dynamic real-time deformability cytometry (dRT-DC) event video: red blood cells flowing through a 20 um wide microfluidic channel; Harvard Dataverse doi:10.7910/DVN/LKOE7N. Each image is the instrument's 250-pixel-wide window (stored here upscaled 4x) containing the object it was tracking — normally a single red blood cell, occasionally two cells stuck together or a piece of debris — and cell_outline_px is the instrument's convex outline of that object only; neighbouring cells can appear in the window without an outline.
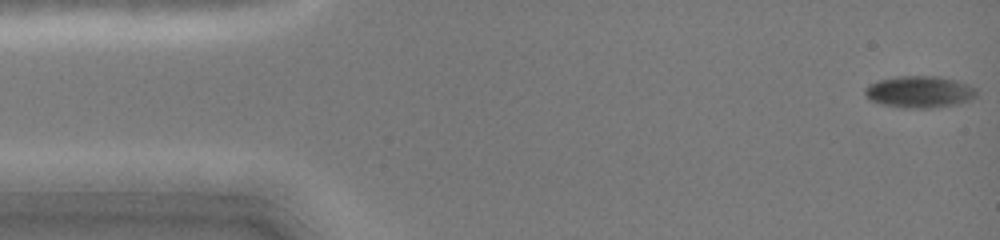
{"species": "common noctule bat (a hibernating species)", "species_latin": "Nyctalus noctula", "temperature_condition": "cold", "stored_images_in_passage": 47, "camera_frame_rate_fps": 3000, "um_per_image_px": 0.085, "animal": {"sex": "female", "body_mass_g": 19.0, "forearm_length_mm": 51.5}, "frame": {"image": 1, "passage_image": 1, "time_ms": 0.0, "image_size_px": [1000, 240], "cell_outline_px": [[976, 96], [968, 100], [956, 104], [936, 108], [904, 108], [880, 104], [872, 100], [864, 92], [864, 88], [868, 84], [880, 80], [896, 76], [940, 76], [956, 80], [968, 84], [976, 88]], "centroid_in_image_um": [78.16, 7.8], "position_along_channel_um": 6.8, "area_um2": 20.75}}
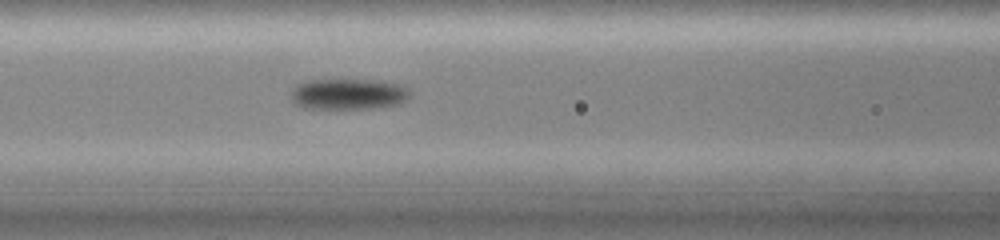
{"frame": {"image": 2, "passage_image": 19, "time_ms": 6.0, "image_size_px": [1000, 240], "cell_outline_px": [[408, 96], [404, 100], [392, 104], [368, 108], [312, 108], [296, 104], [292, 100], [292, 88], [296, 84], [308, 80], [380, 80], [400, 84], [408, 88]], "centroid_in_image_um": [29.57, 7.97], "position_along_channel_um": 137.0, "area_um2": 20.92}}
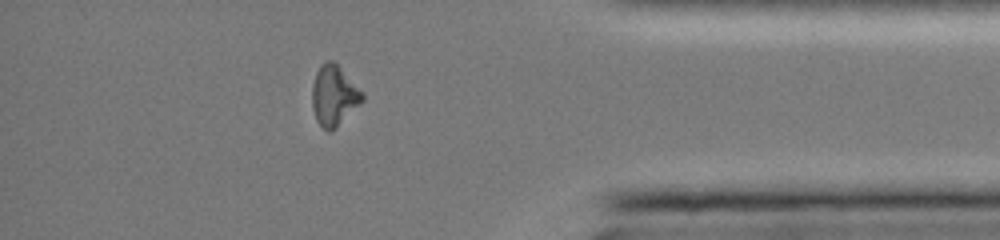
{"frame": {"image": 3, "passage_image": 40, "time_ms": 13.0, "image_size_px": [1000, 240], "cell_outline_px": [[364, 100], [336, 128], [328, 132], [316, 120], [312, 108], [312, 84], [316, 72], [320, 64], [324, 60], [332, 60], [364, 92]], "centroid_in_image_um": [28.38, 8.12], "position_along_channel_um": 406.8, "area_um2": 17.74}}